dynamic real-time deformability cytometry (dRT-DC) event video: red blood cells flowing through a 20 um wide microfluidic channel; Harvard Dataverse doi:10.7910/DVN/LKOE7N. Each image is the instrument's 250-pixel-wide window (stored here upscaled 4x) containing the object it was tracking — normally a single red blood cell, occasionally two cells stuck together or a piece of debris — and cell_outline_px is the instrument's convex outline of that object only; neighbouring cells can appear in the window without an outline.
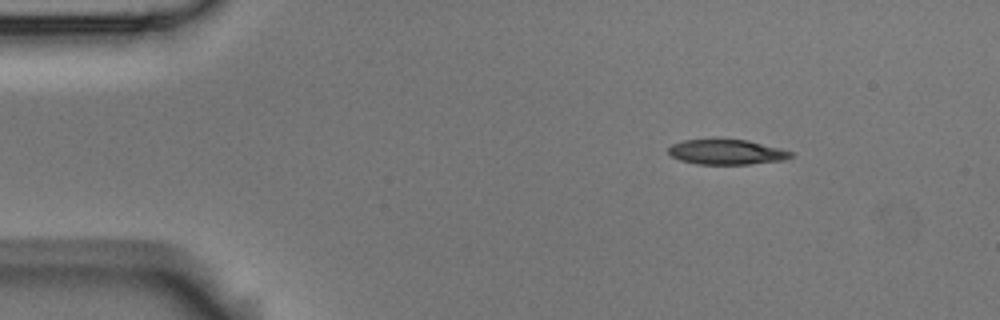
{"species": "Egyptian fruit bat (a non-hibernating species)", "species_latin": "Rousettus aegyptiacus", "temperature_condition": "room temperature", "stored_images_in_passage": 4, "camera_frame_rate_fps": 3000, "um_per_image_px": 0.085, "animal": {"sex": "male"}, "frame": {"image": 1, "passage_image": 1, "time_ms": 0.0, "image_size_px": [1000, 320], "cell_outline_px": [[796, 152], [792, 156], [784, 160], [748, 164], [700, 164], [680, 160], [672, 156], [668, 152], [668, 148], [672, 144], [684, 140], [748, 140]], "centroid_in_image_um": [61.8, 12.93], "position_along_channel_um": 23.2, "area_um2": 17.69}}
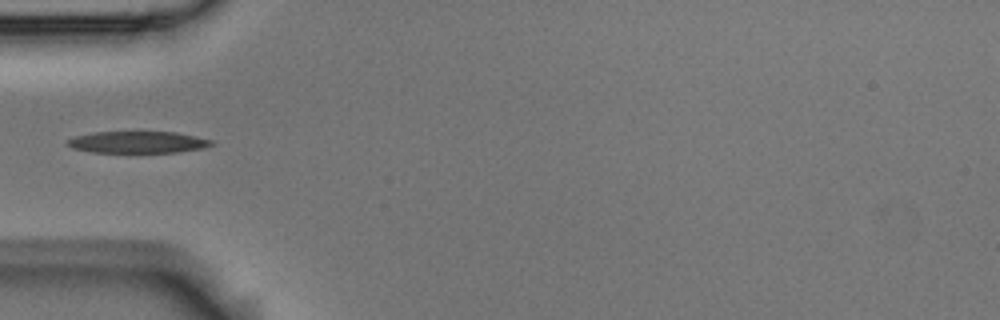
{"frame": {"image": 2, "passage_image": 4, "time_ms": 1.0, "image_size_px": [1000, 320], "cell_outline_px": [[212, 144], [200, 148], [176, 152], [92, 152], [72, 148], [64, 144], [68, 140], [76, 136], [96, 132], [176, 132], [212, 140]], "centroid_in_image_um": [11.65, 12.08], "position_along_channel_um": 73.4, "area_um2": 17.92}}